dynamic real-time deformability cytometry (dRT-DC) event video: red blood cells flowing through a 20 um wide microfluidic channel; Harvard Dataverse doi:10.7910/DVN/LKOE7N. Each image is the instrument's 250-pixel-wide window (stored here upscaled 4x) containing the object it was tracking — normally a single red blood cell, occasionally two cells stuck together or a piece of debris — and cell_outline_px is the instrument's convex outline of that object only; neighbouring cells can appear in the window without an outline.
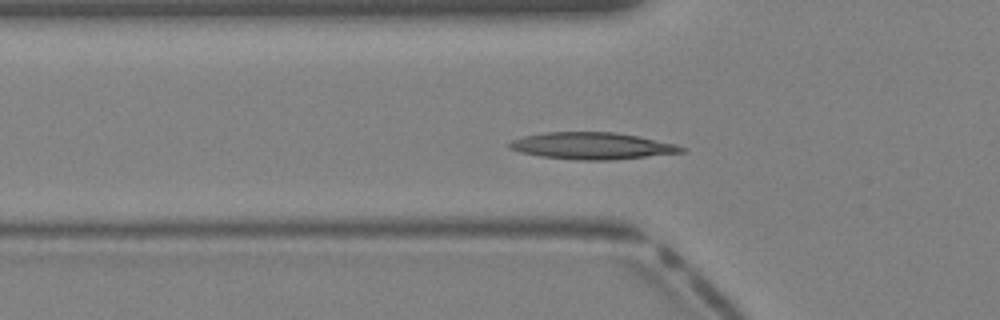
{"species": "Egyptian fruit bat (a non-hibernating species)", "species_latin": "Rousettus aegyptiacus", "temperature_condition": "warm", "stored_images_in_passage": 30, "camera_frame_rate_fps": 3000, "um_per_image_px": 0.085, "animal": {"sex": "female"}, "frame": {"image": 1, "passage_image": 3, "time_ms": 0.667, "image_size_px": [1000, 320], "cell_outline_px": [[688, 148], [684, 152], [612, 160], [576, 160], [540, 156], [520, 152], [508, 148], [508, 144], [512, 140], [524, 136], [544, 132], [616, 132], [676, 144]], "centroid_in_image_um": [50.31, 12.4], "position_along_channel_um": 75.5, "area_um2": 26.88}}
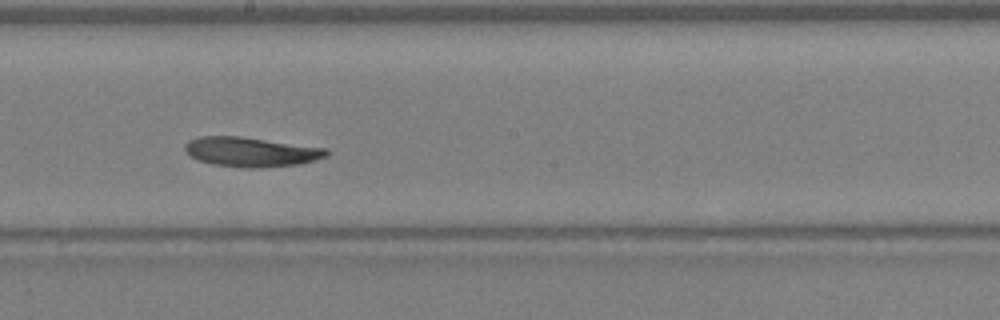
{"frame": {"image": 2, "passage_image": 12, "time_ms": 3.667, "image_size_px": [1000, 320], "cell_outline_px": [[328, 156], [300, 164], [260, 168], [244, 168], [212, 164], [196, 160], [184, 148], [184, 144], [188, 140], [200, 136], [240, 136], [328, 148]], "centroid_in_image_um": [21.34, 12.91], "position_along_channel_um": 226.9, "area_um2": 24.57}}
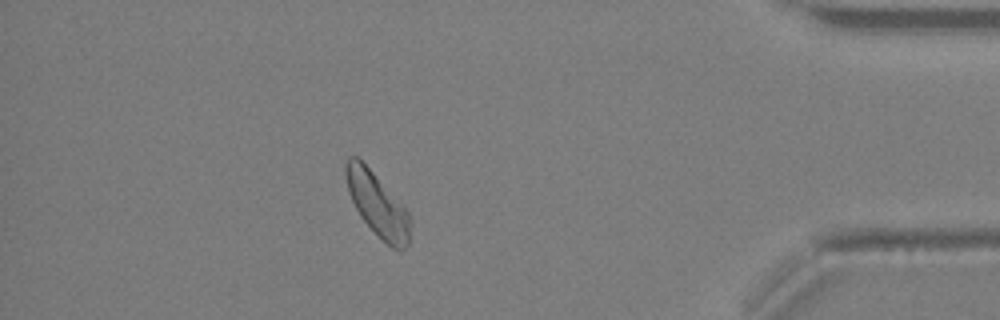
{"frame": {"image": 3, "passage_image": 25, "time_ms": 8.0, "image_size_px": [1000, 320], "cell_outline_px": [[412, 224], [408, 244], [400, 252], [392, 248], [360, 216], [348, 192], [344, 172], [344, 164], [348, 156], [356, 156], [404, 204], [408, 212]], "centroid_in_image_um": [32.1, 17.37], "position_along_channel_um": 403.1, "area_um2": 23.76}}